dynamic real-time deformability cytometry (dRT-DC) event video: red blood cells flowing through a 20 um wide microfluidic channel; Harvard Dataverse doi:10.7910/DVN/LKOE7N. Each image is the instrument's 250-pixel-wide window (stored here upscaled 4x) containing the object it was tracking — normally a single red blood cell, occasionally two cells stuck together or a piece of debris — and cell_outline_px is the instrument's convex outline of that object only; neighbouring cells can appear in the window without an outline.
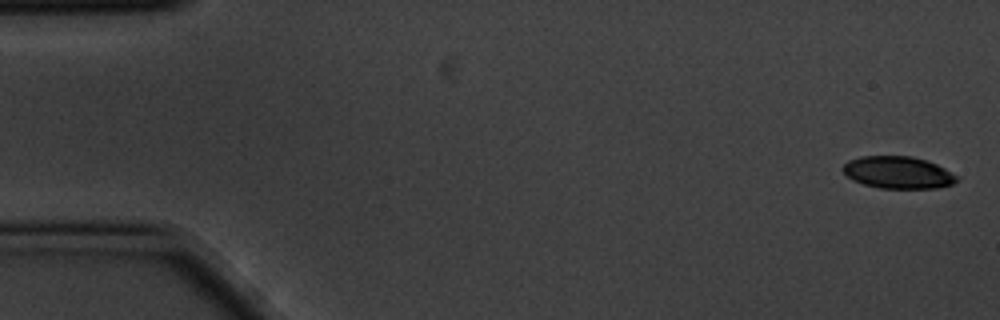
{"species": "common noctule bat (a hibernating species)", "species_latin": "Nyctalus noctula", "temperature_condition": "cold", "stored_images_in_passage": 6, "camera_frame_rate_fps": 3000, "um_per_image_px": 0.085, "animal": {"sex": "male", "body_mass_g": 20.1, "forearm_length_mm": 53.5}, "frame": {"image": 1, "passage_image": 1, "time_ms": 0.0, "image_size_px": [1000, 320], "cell_outline_px": [[960, 180], [952, 184], [936, 188], [880, 188], [864, 184], [852, 180], [840, 168], [848, 160], [860, 156], [912, 156], [928, 160], [960, 176]], "centroid_in_image_um": [76.35, 14.65], "position_along_channel_um": 8.6, "area_um2": 21.56}}